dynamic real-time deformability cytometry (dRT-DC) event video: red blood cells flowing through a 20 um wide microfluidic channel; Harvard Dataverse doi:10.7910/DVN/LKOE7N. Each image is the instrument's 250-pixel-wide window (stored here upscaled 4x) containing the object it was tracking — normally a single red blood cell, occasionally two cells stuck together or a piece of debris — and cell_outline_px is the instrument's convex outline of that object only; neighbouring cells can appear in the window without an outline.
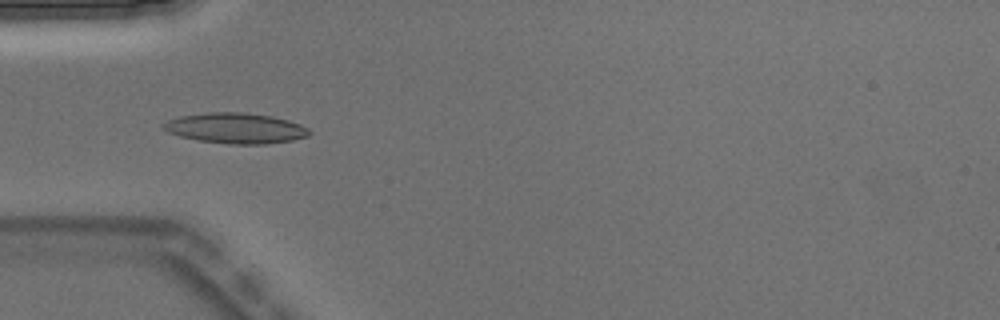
{"species": "Egyptian fruit bat (a non-hibernating species)", "species_latin": "Rousettus aegyptiacus", "temperature_condition": "warm", "stored_images_in_passage": 4, "camera_frame_rate_fps": 3000, "um_per_image_px": 0.085, "animal": {"sex": "male"}, "frame": {"image": 1, "passage_image": 3, "time_ms": 0.667, "image_size_px": [1000, 320], "cell_outline_px": [[312, 132], [308, 136], [292, 140], [264, 144], [228, 144], [200, 140], [180, 136], [168, 132], [160, 124], [168, 120], [180, 116], [208, 112], [244, 112], [272, 116], [288, 120], [300, 124], [308, 128]], "centroid_in_image_um": [20.04, 10.89], "position_along_channel_um": 65.0, "area_um2": 25.89}}